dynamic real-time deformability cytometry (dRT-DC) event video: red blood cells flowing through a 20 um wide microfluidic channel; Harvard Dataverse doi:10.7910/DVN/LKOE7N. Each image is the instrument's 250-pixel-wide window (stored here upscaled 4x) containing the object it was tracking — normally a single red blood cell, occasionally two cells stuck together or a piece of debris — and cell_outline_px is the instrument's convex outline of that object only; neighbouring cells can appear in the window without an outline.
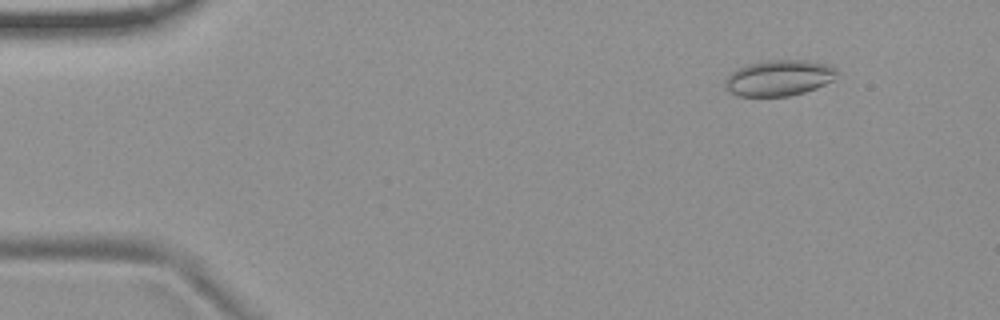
{"species": "common noctule bat (a hibernating species)", "species_latin": "Nyctalus noctula", "temperature_condition": "room temperature", "stored_images_in_passage": 5, "camera_frame_rate_fps": 3000, "um_per_image_px": 0.085, "animal": {"sex": "female", "body_mass_g": 19.9}, "frame": {"image": 1, "passage_image": 2, "time_ms": 1.333, "image_size_px": [1000, 320], "cell_outline_px": [[836, 72], [832, 80], [816, 88], [804, 92], [788, 96], [736, 96], [724, 88], [724, 80], [732, 72], [748, 64], [764, 60], [808, 60], [832, 64], [836, 68]], "centroid_in_image_um": [66.2, 6.62], "position_along_channel_um": 18.8, "area_um2": 23.47}}